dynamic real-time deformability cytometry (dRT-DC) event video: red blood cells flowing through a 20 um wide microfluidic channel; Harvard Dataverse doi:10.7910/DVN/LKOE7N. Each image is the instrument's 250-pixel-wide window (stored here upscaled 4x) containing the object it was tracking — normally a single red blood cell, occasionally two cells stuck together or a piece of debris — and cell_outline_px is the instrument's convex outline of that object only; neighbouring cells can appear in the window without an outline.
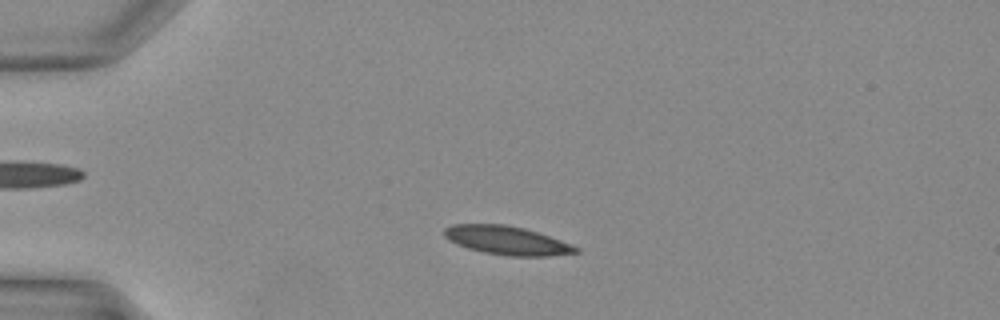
{"species": "Egyptian fruit bat (a non-hibernating species)", "species_latin": "Rousettus aegyptiacus", "temperature_condition": "warm", "stored_images_in_passage": 36, "camera_frame_rate_fps": 3000, "um_per_image_px": 0.085, "animal": {"sex": "female"}, "frame": {"image": 1, "passage_image": 7, "time_ms": 2.0, "image_size_px": [1000, 320], "cell_outline_px": [[580, 252], [548, 256], [508, 256], [484, 252], [468, 248], [456, 244], [448, 240], [444, 236], [444, 228], [452, 224], [504, 224], [524, 228], [560, 240], [580, 248]], "centroid_in_image_um": [43.06, 20.43], "position_along_channel_um": 41.9, "area_um2": 21.85}}
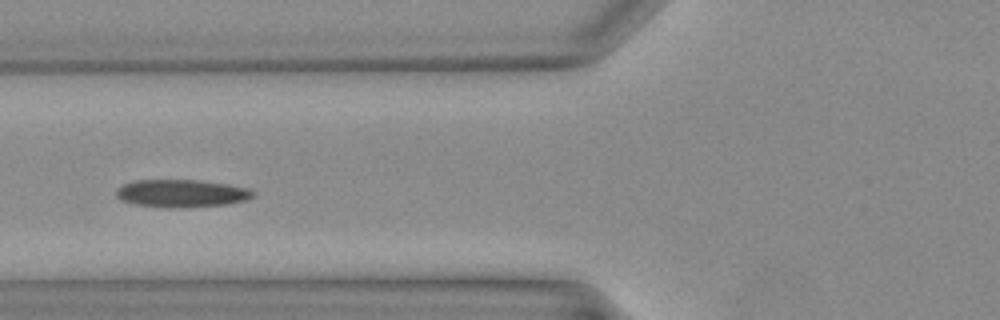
{"frame": {"image": 2, "passage_image": 13, "time_ms": 4.0, "image_size_px": [1000, 320], "cell_outline_px": [[256, 192], [248, 200], [224, 204], [188, 208], [164, 208], [132, 204], [116, 196], [116, 188], [132, 180], [196, 180], [228, 184], [248, 188]], "centroid_in_image_um": [15.42, 16.44], "position_along_channel_um": 110.4, "area_um2": 22.31}}
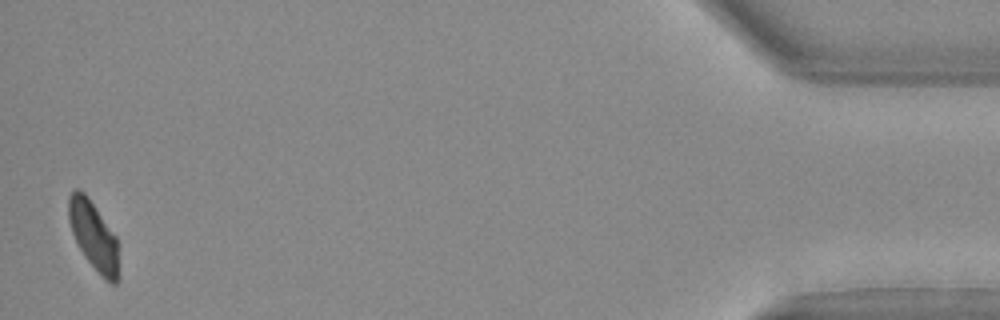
{"frame": {"image": 3, "passage_image": 36, "time_ms": 11.667, "image_size_px": [1000, 320], "cell_outline_px": [[120, 276], [116, 284], [112, 284], [104, 280], [84, 256], [72, 232], [68, 220], [68, 196], [76, 188], [84, 192], [88, 196], [116, 236]], "centroid_in_image_um": [7.97, 20.07], "position_along_channel_um": 427.2, "area_um2": 20.23}}